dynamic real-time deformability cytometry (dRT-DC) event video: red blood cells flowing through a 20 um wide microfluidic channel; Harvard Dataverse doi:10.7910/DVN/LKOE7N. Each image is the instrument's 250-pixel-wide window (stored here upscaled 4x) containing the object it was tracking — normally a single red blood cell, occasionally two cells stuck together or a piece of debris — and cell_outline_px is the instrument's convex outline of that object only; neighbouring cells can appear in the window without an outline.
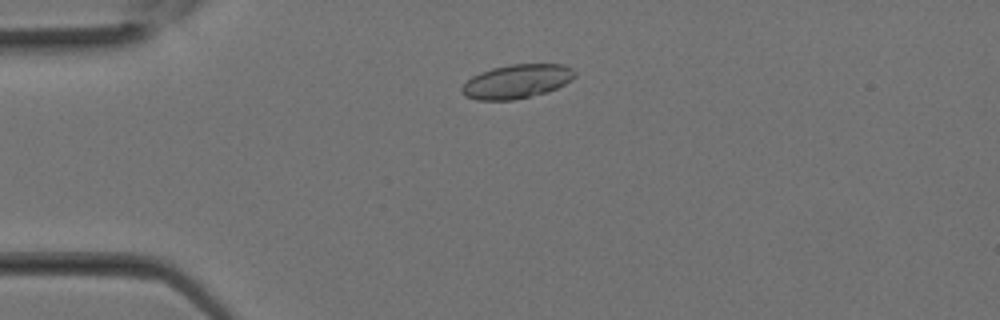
{"species": "Egyptian fruit bat (a non-hibernating species)", "species_latin": "Rousettus aegyptiacus", "temperature_condition": "room temperature", "stored_images_in_passage": 12, "camera_frame_rate_fps": 3000, "um_per_image_px": 0.085, "animal": {"sex": "female"}, "frame": {"image": 1, "passage_image": 5, "time_ms": 1.333, "image_size_px": [1000, 320], "cell_outline_px": [[576, 76], [572, 80], [548, 92], [512, 100], [476, 100], [464, 96], [460, 92], [460, 88], [472, 76], [480, 72], [492, 68], [512, 64], [564, 64], [572, 68], [576, 72]], "centroid_in_image_um": [43.92, 6.92], "position_along_channel_um": 41.1, "area_um2": 22.48}}
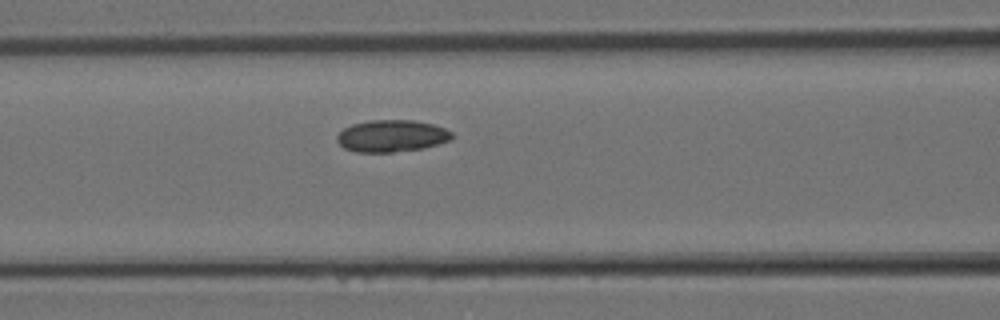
{"frame": {"image": 2, "passage_image": 10, "time_ms": 3.0, "image_size_px": [1000, 320], "cell_outline_px": [[452, 140], [424, 148], [392, 152], [356, 152], [344, 148], [336, 140], [336, 136], [344, 128], [352, 124], [368, 120], [412, 120], [432, 124], [444, 128], [452, 132]], "centroid_in_image_um": [33.28, 11.55], "position_along_channel_um": 133.3, "area_um2": 21.44}}
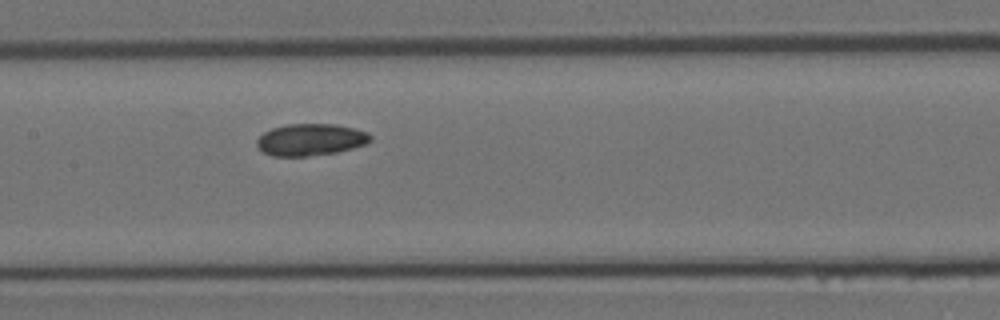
{"frame": {"image": 3, "passage_image": 12, "time_ms": 3.667, "image_size_px": [1000, 320], "cell_outline_px": [[372, 140], [364, 144], [352, 148], [336, 152], [308, 156], [272, 156], [264, 152], [256, 144], [256, 140], [264, 132], [272, 128], [288, 124], [336, 124], [368, 132], [372, 136]], "centroid_in_image_um": [26.4, 11.87], "position_along_channel_um": 181.0, "area_um2": 20.98}}